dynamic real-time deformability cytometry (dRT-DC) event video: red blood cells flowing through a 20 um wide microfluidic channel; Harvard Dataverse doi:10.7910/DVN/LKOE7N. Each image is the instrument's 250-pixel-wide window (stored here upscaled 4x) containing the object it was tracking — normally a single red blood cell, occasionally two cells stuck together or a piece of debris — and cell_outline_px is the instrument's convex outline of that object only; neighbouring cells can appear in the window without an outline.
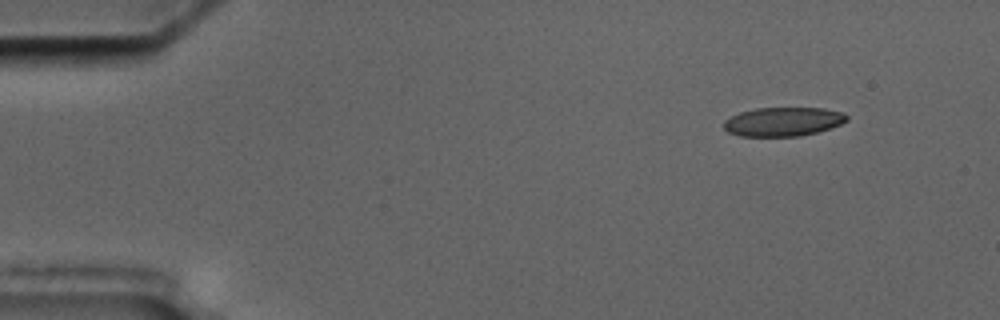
{"species": "common noctule bat (a hibernating species)", "species_latin": "Nyctalus noctula", "temperature_condition": "cold", "stored_images_in_passage": 5, "camera_frame_rate_fps": 3000, "um_per_image_px": 0.085, "animal": {"sex": "male", "body_mass_g": 17.5, "forearm_length_mm": 52.3}, "frame": {"image": 1, "passage_image": 2, "time_ms": 1.0, "image_size_px": [1000, 320], "cell_outline_px": [[848, 120], [832, 128], [800, 136], [740, 136], [728, 132], [724, 128], [724, 120], [740, 112], [756, 108], [824, 108], [844, 112], [848, 116]], "centroid_in_image_um": [66.59, 10.34], "position_along_channel_um": 18.4, "area_um2": 20.81}}
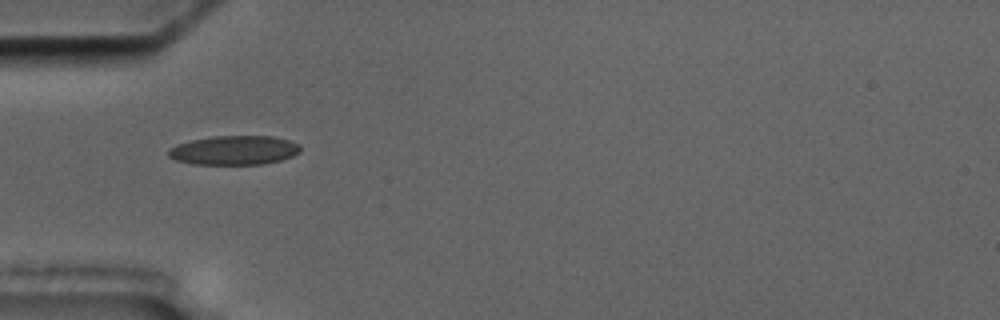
{"frame": {"image": 2, "passage_image": 5, "time_ms": 5.0, "image_size_px": [1000, 320], "cell_outline_px": [[300, 152], [292, 156], [280, 160], [260, 164], [192, 164], [176, 160], [168, 156], [168, 148], [176, 144], [192, 140], [212, 136], [272, 136], [288, 140], [300, 144]], "centroid_in_image_um": [19.88, 12.76], "position_along_channel_um": 65.1, "area_um2": 22.43}}